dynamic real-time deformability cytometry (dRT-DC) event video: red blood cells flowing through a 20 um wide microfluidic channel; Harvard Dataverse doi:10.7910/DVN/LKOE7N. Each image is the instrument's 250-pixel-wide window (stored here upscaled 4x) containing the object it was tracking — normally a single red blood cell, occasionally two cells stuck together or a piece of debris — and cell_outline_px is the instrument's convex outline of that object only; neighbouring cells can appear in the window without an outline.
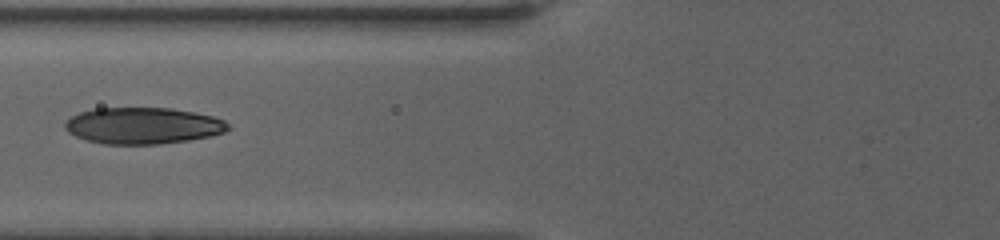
{"species": "human", "species_latin": "Homo sapiens", "temperature_condition": "warm", "stored_images_in_passage": 33, "segment_of_instrument_passage": [2, 2], "camera_frame_rate_fps": 3000, "um_per_image_px": 0.085, "donor": {"sex": "female"}, "frame": {"image": 1, "passage_image": 14, "time_ms": 9.333, "image_size_px": [1000, 240], "cell_outline_px": [[228, 128], [224, 132], [212, 136], [188, 140], [160, 144], [104, 144], [88, 140], [76, 136], [68, 132], [64, 128], [64, 124], [72, 116], [80, 112], [96, 108], [172, 108], [212, 116], [224, 120], [228, 124]], "centroid_in_image_um": [12.14, 10.68], "position_along_channel_um": 113.7, "area_um2": 34.51}}
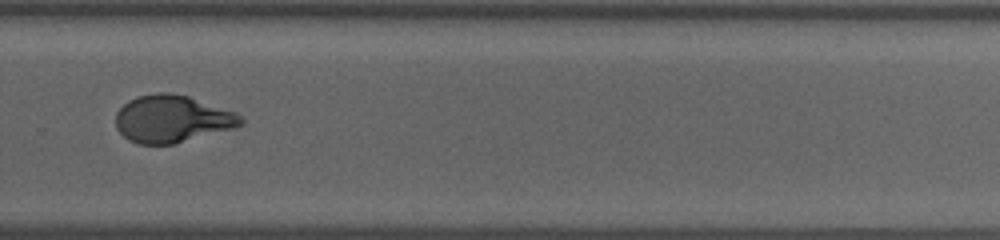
{"frame": {"image": 2, "passage_image": 24, "time_ms": 15.667, "image_size_px": [1000, 240], "cell_outline_px": [[244, 124], [232, 128], [172, 144], [140, 144], [128, 140], [116, 128], [116, 112], [128, 100], [136, 96], [156, 92], [168, 92], [188, 96], [236, 112], [244, 120]], "centroid_in_image_um": [14.6, 10.09], "position_along_channel_um": 315.2, "area_um2": 34.33}}
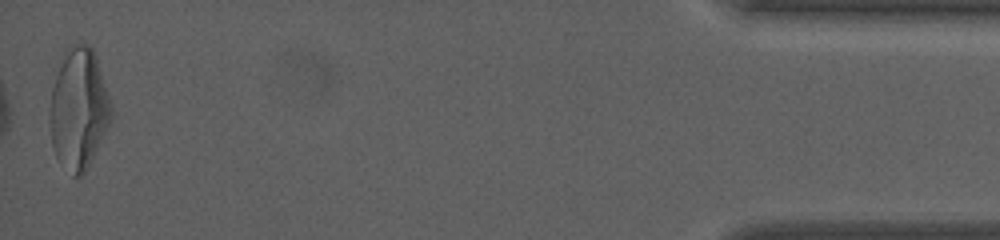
{"frame": {"image": 3, "passage_image": 33, "time_ms": 21.667, "image_size_px": [1000, 240], "cell_outline_px": [[112, 116], [84, 172], [80, 176], [72, 176], [56, 156], [52, 148], [52, 88], [64, 52], [72, 44], [88, 44], [92, 48], [96, 56], [112, 108]], "centroid_in_image_um": [6.7, 9.22], "position_along_channel_um": 428.5, "area_um2": 41.67}}